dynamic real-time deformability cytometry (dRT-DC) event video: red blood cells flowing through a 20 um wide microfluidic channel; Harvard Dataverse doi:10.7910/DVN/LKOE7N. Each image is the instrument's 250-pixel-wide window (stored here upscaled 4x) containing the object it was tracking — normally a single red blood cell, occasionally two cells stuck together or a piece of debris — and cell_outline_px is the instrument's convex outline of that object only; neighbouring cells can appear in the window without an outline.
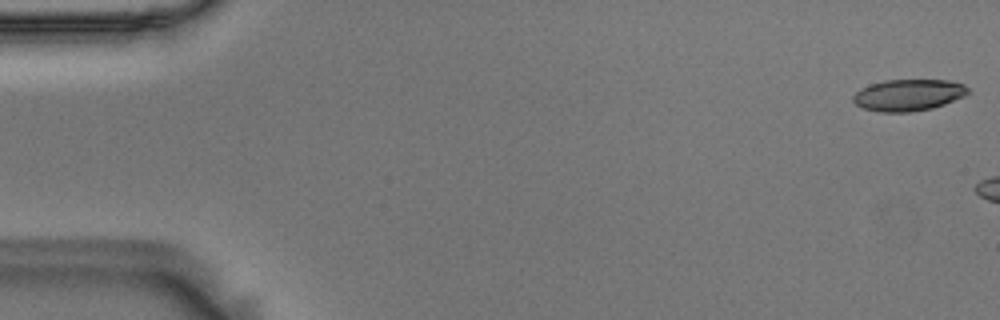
{"species": "Egyptian fruit bat (a non-hibernating species)", "species_latin": "Rousettus aegyptiacus", "temperature_condition": "room temperature", "stored_images_in_passage": 6, "camera_frame_rate_fps": 3000, "um_per_image_px": 0.085, "animal": {"sex": "male"}, "frame": {"image": 1, "passage_image": 1, "time_ms": 0.0, "image_size_px": [1000, 320], "cell_outline_px": [[968, 92], [964, 96], [944, 104], [932, 108], [912, 112], [880, 112], [864, 108], [856, 104], [852, 100], [852, 96], [860, 88], [884, 80], [948, 80], [964, 84], [968, 88]], "centroid_in_image_um": [77.2, 8.08], "position_along_channel_um": 7.8, "area_um2": 21.1}}